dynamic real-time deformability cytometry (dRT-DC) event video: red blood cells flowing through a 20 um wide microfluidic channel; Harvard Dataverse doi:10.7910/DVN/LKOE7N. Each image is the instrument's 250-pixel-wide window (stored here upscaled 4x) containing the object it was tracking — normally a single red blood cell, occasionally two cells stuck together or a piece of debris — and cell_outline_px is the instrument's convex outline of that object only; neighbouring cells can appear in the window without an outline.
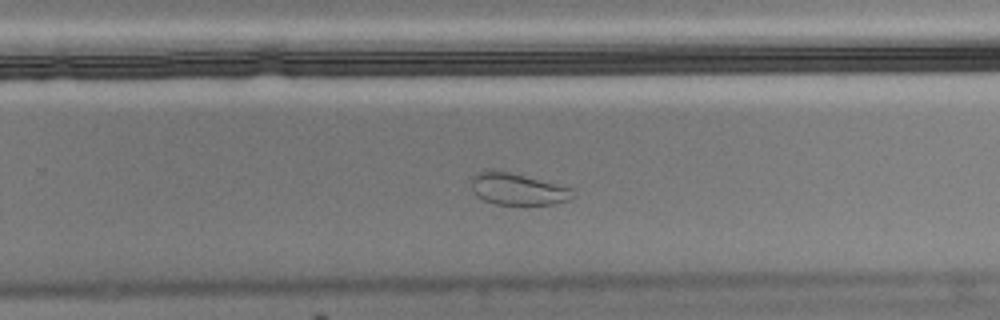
{"species": "Egyptian fruit bat (a non-hibernating species)", "species_latin": "Rousettus aegyptiacus", "temperature_condition": "cold", "stored_images_in_passage": 49, "camera_frame_rate_fps": 3000, "um_per_image_px": 0.085, "animal": {"sex": "male"}, "frame": {"image": 1, "passage_image": 28, "time_ms": 9.0, "image_size_px": [1000, 320], "cell_outline_px": [[576, 196], [568, 200], [556, 204], [496, 204], [484, 200], [476, 196], [472, 192], [472, 176], [476, 172], [484, 168], [492, 168], [572, 188]], "centroid_in_image_um": [43.95, 16.05], "position_along_channel_um": 285.9, "area_um2": 18.96}}